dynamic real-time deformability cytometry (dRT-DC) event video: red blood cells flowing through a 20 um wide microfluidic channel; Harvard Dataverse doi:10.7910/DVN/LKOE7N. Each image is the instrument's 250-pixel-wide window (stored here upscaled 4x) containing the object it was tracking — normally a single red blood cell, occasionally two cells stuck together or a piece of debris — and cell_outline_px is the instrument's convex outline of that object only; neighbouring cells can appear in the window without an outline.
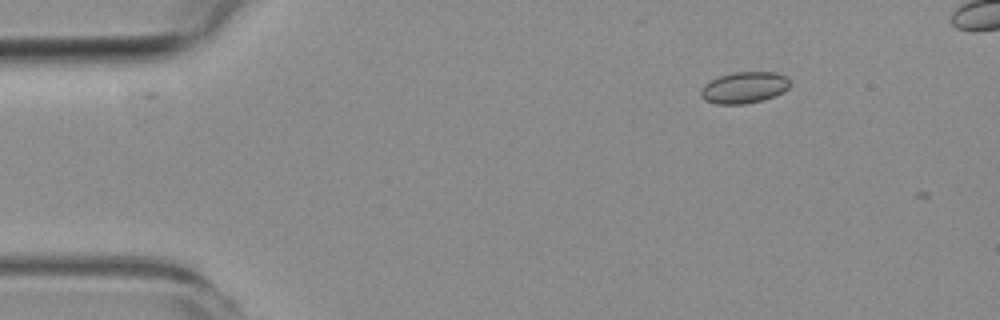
{"species": "common noctule bat (a hibernating species)", "species_latin": "Nyctalus noctula", "temperature_condition": "room temperature", "stored_images_in_passage": 6, "segment_of_instrument_passage": [2, 2], "camera_frame_rate_fps": 3000, "um_per_image_px": 0.085, "animal": {"sex": "female", "body_mass_g": 19.3, "forearm_length_mm": 54.1}, "frame": {"image": 1, "passage_image": 6, "time_ms": 6.667, "image_size_px": [1000, 320], "cell_outline_px": [[792, 84], [784, 92], [776, 96], [764, 100], [744, 104], [716, 104], [704, 100], [700, 96], [700, 92], [704, 84], [720, 76], [732, 72], [776, 72], [788, 76]], "centroid_in_image_um": [63.3, 7.44], "position_along_channel_um": 21.7, "area_um2": 16.65}}